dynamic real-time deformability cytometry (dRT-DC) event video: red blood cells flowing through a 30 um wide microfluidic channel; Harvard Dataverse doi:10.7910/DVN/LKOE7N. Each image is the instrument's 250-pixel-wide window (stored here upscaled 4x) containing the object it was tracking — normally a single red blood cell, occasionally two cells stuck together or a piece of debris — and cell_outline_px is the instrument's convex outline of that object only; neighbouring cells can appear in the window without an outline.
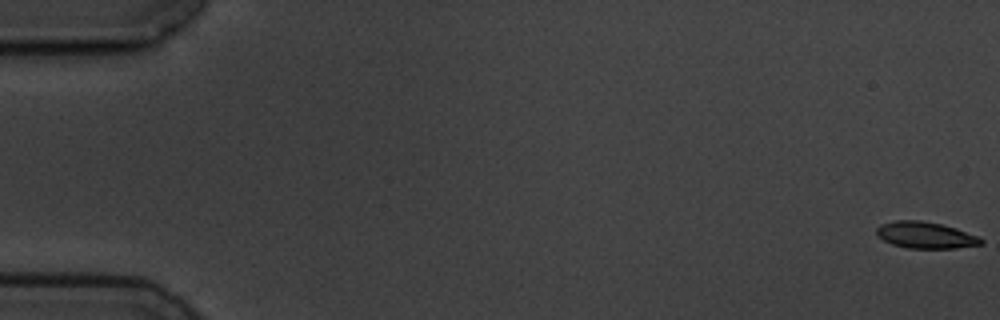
{"species": "common noctule bat (a hibernating species)", "species_latin": "Nyctalus noctula", "temperature_condition": "cold", "stored_images_in_passage": 5, "camera_frame_rate_fps": 3000, "um_per_image_px": 0.085, "animal": {"sex": "male", "body_mass_g": 19.5, "forearm_length_mm": 54.6}, "frame": {"image": 1, "passage_image": 1, "time_ms": 0.0, "image_size_px": [1000, 320], "cell_outline_px": [[984, 244], [956, 248], [908, 248], [892, 244], [884, 240], [876, 232], [876, 228], [880, 224], [896, 220], [920, 220], [940, 224], [956, 228], [980, 236], [984, 240]], "centroid_in_image_um": [78.71, 19.98], "position_along_channel_um": 6.3, "area_um2": 16.18}}
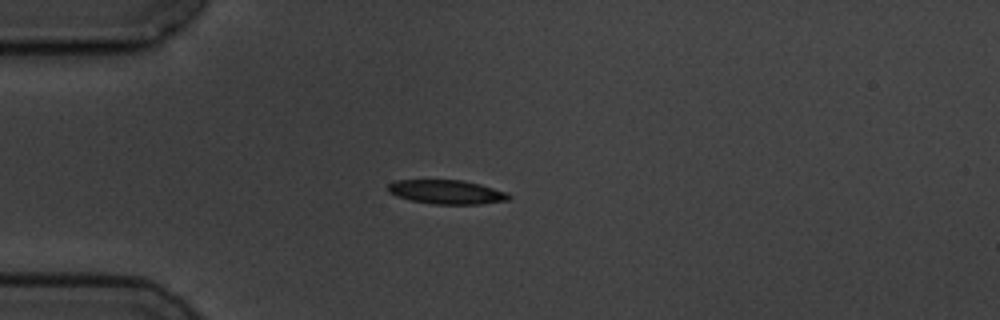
{"frame": {"image": 2, "passage_image": 5, "time_ms": 5.0, "image_size_px": [1000, 320], "cell_outline_px": [[512, 196], [508, 200], [480, 204], [432, 204], [412, 200], [396, 196], [388, 192], [388, 184], [396, 180], [464, 180], [480, 184], [508, 192]], "centroid_in_image_um": [37.98, 16.31], "position_along_channel_um": 47.0, "area_um2": 16.99}}